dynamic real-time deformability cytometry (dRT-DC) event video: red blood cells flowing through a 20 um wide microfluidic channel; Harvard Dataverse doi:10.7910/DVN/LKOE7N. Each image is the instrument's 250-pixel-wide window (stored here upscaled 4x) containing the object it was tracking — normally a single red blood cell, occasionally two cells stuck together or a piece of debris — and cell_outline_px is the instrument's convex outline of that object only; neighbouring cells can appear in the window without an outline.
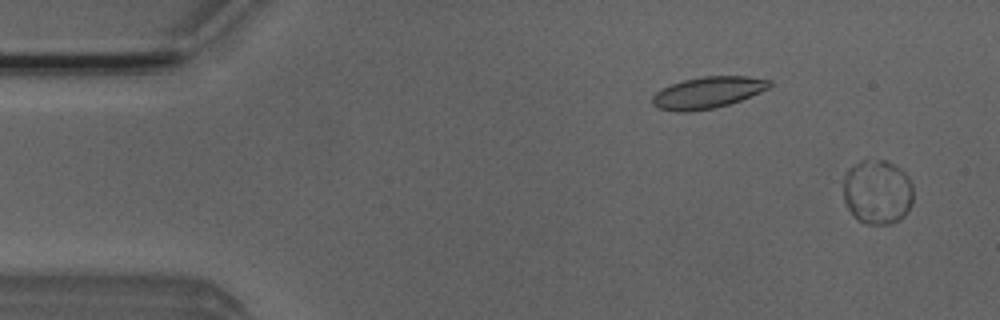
{"species": "Egyptian fruit bat (a non-hibernating species)", "species_latin": "Rousettus aegyptiacus", "temperature_condition": "room temperature", "stored_images_in_passage": 3, "camera_frame_rate_fps": 3000, "um_per_image_px": 0.085, "animal": {"sex": "male"}, "frame": {"image": 1, "passage_image": 3, "time_ms": 0.667, "image_size_px": [1000, 320], "cell_outline_px": [[912, 204], [904, 216], [892, 224], [868, 224], [856, 220], [848, 208], [844, 200], [844, 176], [848, 168], [860, 160], [888, 160], [896, 164], [908, 176], [912, 184]], "centroid_in_image_um": [74.58, 16.3], "position_along_channel_um": 10.4, "area_um2": 26.7}}